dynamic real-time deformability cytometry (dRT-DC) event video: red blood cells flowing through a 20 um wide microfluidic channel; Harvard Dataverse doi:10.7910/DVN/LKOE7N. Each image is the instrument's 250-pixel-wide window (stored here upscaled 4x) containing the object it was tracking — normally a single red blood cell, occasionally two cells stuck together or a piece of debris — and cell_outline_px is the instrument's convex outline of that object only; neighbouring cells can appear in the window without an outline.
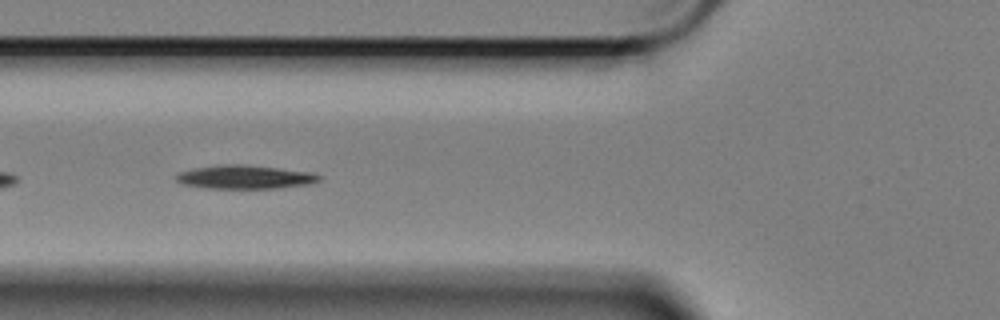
{"species": "Egyptian fruit bat (a non-hibernating species)", "species_latin": "Rousettus aegyptiacus", "temperature_condition": "cold", "stored_images_in_passage": 44, "segment_of_instrument_passage": [1, 2], "camera_frame_rate_fps": 3000, "um_per_image_px": 0.085, "animal": {"sex": "female"}, "frame": {"image": 1, "passage_image": 6, "time_ms": 1.667, "image_size_px": [1000, 320], "cell_outline_px": [[320, 180], [312, 184], [276, 188], [208, 188], [184, 184], [176, 180], [176, 176], [180, 172], [192, 168], [216, 164], [244, 164], [312, 172], [320, 176]], "centroid_in_image_um": [20.83, 15.03], "position_along_channel_um": 105.0, "area_um2": 19.71}}
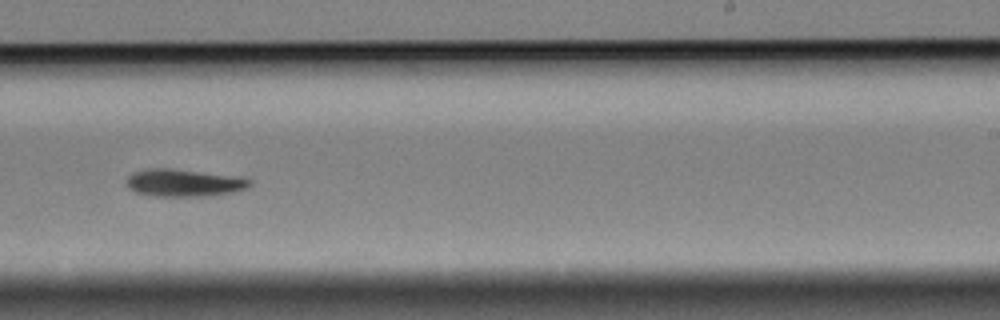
{"frame": {"image": 2, "passage_image": 21, "time_ms": 6.667, "image_size_px": [1000, 320], "cell_outline_px": [[252, 184], [244, 188], [232, 192], [212, 196], [156, 196], [136, 192], [128, 188], [128, 176], [132, 172], [152, 168], [168, 168], [244, 176], [252, 180]], "centroid_in_image_um": [15.69, 15.53], "position_along_channel_um": 273.3, "area_um2": 19.83}}
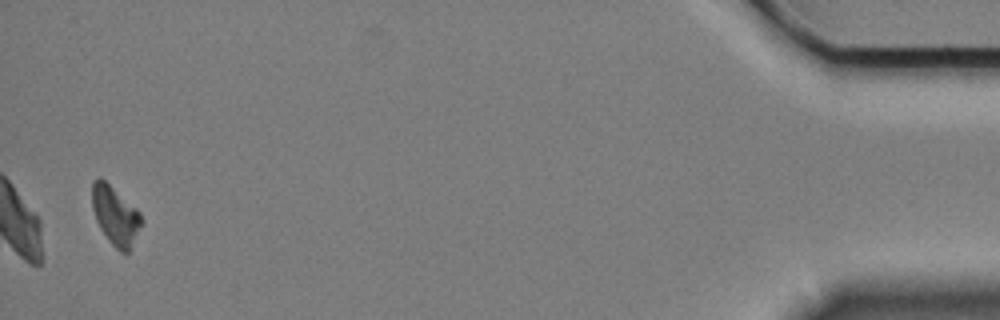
{"frame": {"image": 3, "passage_image": 42, "time_ms": 13.667, "image_size_px": [1000, 320], "cell_outline_px": [[144, 224], [128, 252], [120, 252], [108, 240], [100, 228], [96, 220], [92, 208], [92, 180], [100, 176], [136, 208], [140, 212], [144, 220]], "centroid_in_image_um": [9.82, 18.32], "position_along_channel_um": 425.4, "area_um2": 17.05}}